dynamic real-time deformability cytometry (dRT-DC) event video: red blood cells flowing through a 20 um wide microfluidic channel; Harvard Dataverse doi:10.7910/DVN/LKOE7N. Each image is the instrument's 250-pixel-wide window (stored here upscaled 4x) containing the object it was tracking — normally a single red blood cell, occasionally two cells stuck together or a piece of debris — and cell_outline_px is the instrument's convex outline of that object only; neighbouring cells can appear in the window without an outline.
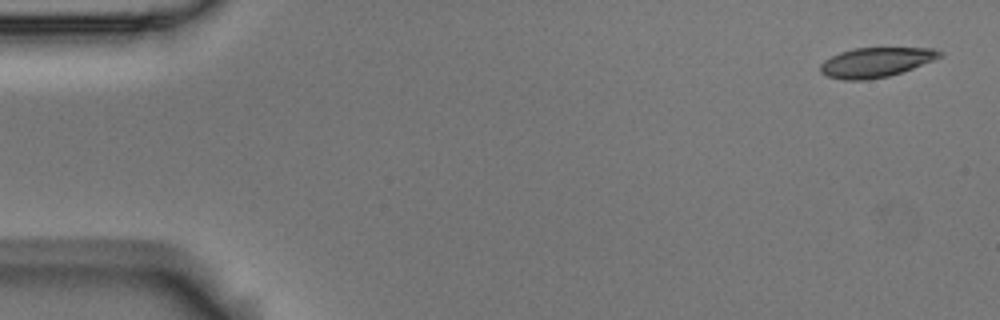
{"species": "Egyptian fruit bat (a non-hibernating species)", "species_latin": "Rousettus aegyptiacus", "temperature_condition": "room temperature", "stored_images_in_passage": 5, "camera_frame_rate_fps": 3000, "um_per_image_px": 0.085, "animal": {"sex": "male"}, "frame": {"image": 1, "passage_image": 1, "time_ms": 0.0, "image_size_px": [1000, 320], "cell_outline_px": [[944, 56], [912, 68], [888, 76], [864, 80], [844, 80], [828, 76], [820, 72], [820, 64], [824, 60], [840, 52], [856, 48], [936, 48], [944, 52]], "centroid_in_image_um": [74.47, 5.29], "position_along_channel_um": 10.5, "area_um2": 20.52}}
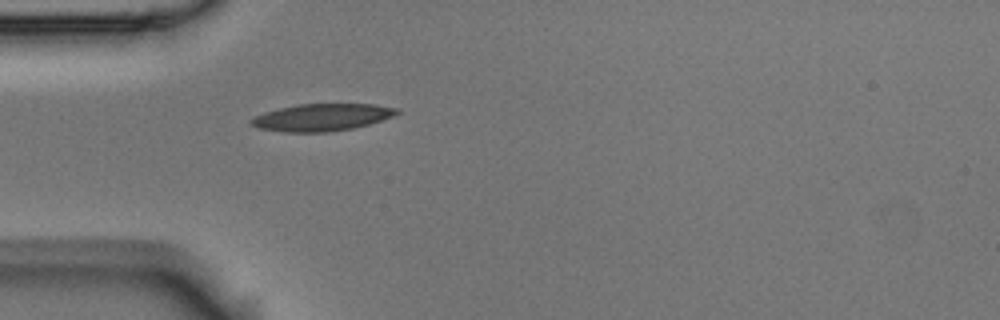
{"frame": {"image": 2, "passage_image": 5, "time_ms": 1.333, "image_size_px": [1000, 320], "cell_outline_px": [[400, 112], [392, 116], [368, 124], [352, 128], [328, 132], [284, 132], [260, 128], [252, 124], [248, 120], [252, 116], [264, 112], [280, 108], [300, 104], [376, 104], [400, 108]], "centroid_in_image_um": [27.35, 9.96], "position_along_channel_um": 57.6, "area_um2": 23.0}}